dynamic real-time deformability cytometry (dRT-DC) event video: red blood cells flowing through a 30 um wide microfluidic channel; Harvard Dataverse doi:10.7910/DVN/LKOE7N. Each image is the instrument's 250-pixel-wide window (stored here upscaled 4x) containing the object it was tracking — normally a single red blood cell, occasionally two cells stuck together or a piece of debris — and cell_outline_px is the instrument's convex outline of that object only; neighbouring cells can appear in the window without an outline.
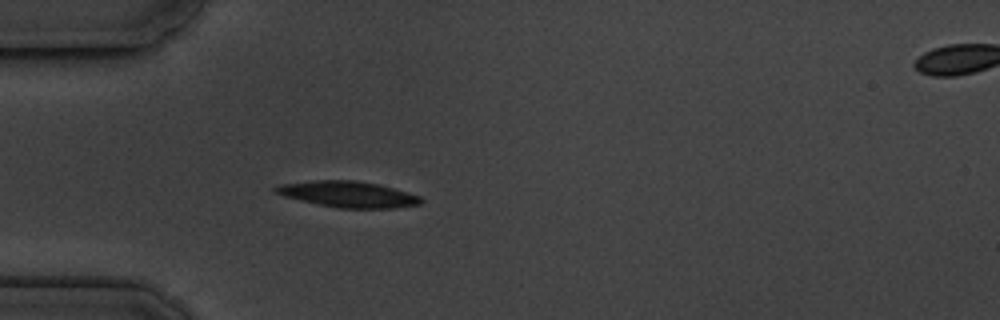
{"species": "common noctule bat (a hibernating species)", "species_latin": "Nyctalus noctula", "temperature_condition": "cold", "stored_images_in_passage": 3, "segment_of_instrument_passage": [1, 2], "camera_frame_rate_fps": 3000, "um_per_image_px": 0.085, "animal": {"sex": "male", "body_mass_g": 19.5, "forearm_length_mm": 54.6}, "frame": {"image": 1, "passage_image": 2, "time_ms": 1.333, "image_size_px": [1000, 320], "cell_outline_px": [[424, 200], [420, 204], [396, 208], [336, 208], [300, 200], [284, 196], [276, 192], [272, 188], [280, 184], [316, 180], [352, 180], [380, 184], [420, 196]], "centroid_in_image_um": [29.6, 16.51], "position_along_channel_um": 55.4, "area_um2": 22.02}}